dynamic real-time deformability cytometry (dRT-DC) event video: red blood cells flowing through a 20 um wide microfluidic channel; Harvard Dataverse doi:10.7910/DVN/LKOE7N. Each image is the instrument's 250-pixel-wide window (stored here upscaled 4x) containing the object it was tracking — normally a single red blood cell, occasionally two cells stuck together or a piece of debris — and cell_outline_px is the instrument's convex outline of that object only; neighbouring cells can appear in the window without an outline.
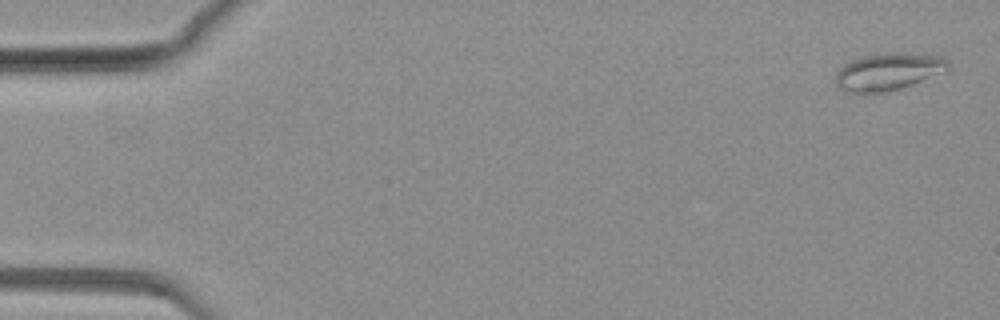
{"species": "common noctule bat (a hibernating species)", "species_latin": "Nyctalus noctula", "temperature_condition": "warm", "stored_images_in_passage": 13, "camera_frame_rate_fps": 3000, "um_per_image_px": 0.085, "animal": {"sex": "female", "body_mass_g": 19.3, "forearm_length_mm": 54.1}, "frame": {"image": 1, "passage_image": 3, "time_ms": 0.667, "image_size_px": [1000, 320], "cell_outline_px": [[952, 68], [900, 88], [884, 92], [844, 92], [836, 84], [836, 72], [844, 64], [852, 60], [864, 56], [888, 52], [900, 52], [940, 56], [948, 60]], "centroid_in_image_um": [75.5, 6.07], "position_along_channel_um": 9.5, "area_um2": 24.16}}